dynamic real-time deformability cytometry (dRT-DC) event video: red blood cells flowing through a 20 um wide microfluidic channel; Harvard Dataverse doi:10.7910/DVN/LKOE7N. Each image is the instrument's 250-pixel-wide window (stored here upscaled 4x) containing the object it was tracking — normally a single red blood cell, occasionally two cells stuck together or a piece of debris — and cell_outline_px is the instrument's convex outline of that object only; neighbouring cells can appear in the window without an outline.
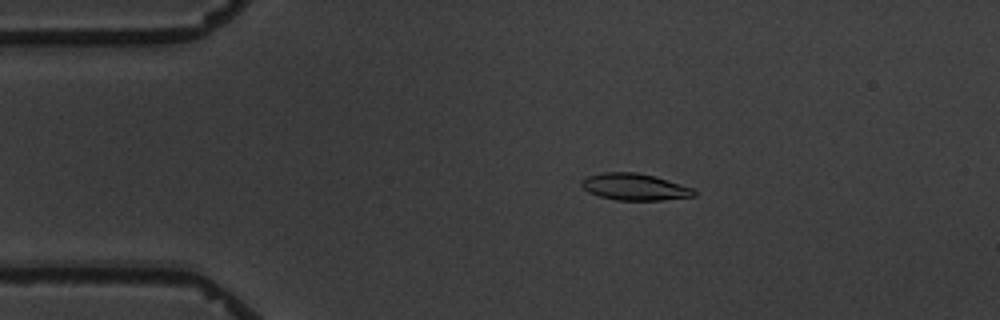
{"species": "common noctule bat (a hibernating species)", "species_latin": "Nyctalus noctula", "temperature_condition": "warm", "stored_images_in_passage": 15, "camera_frame_rate_fps": 3000, "um_per_image_px": 0.085, "animal": {"sex": "male", "body_mass_g": 19.5, "forearm_length_mm": 54.6}, "frame": {"image": 1, "passage_image": 3, "time_ms": 3.333, "image_size_px": [1000, 320], "cell_outline_px": [[696, 196], [660, 200], [616, 200], [600, 196], [588, 192], [580, 184], [580, 180], [588, 176], [604, 172], [636, 172], [652, 176], [692, 188], [696, 192]], "centroid_in_image_um": [53.9, 15.89], "position_along_channel_um": 31.1, "area_um2": 17.28}}
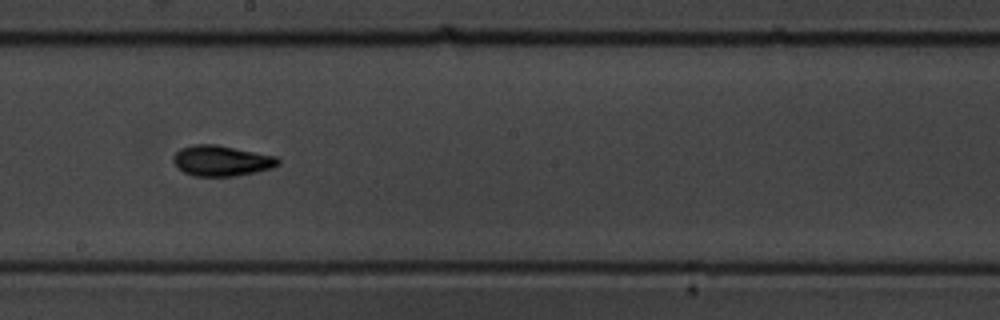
{"frame": {"image": 2, "passage_image": 9, "time_ms": 10.333, "image_size_px": [1000, 320], "cell_outline_px": [[280, 164], [272, 168], [256, 172], [232, 176], [192, 176], [184, 172], [172, 160], [172, 156], [180, 148], [192, 144], [216, 144], [276, 156], [280, 160]], "centroid_in_image_um": [18.82, 13.65], "position_along_channel_um": 229.4, "area_um2": 18.73}}
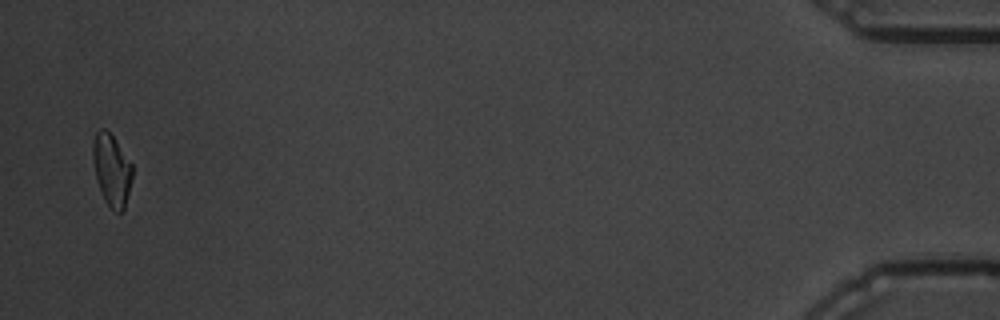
{"frame": {"image": 3, "passage_image": 15, "time_ms": 18.667, "image_size_px": [1000, 320], "cell_outline_px": [[132, 176], [124, 208], [120, 212], [116, 212], [104, 200], [96, 176], [92, 160], [92, 144], [96, 132], [100, 128], [104, 128], [112, 136], [132, 164]], "centroid_in_image_um": [9.47, 14.42], "position_along_channel_um": 425.7, "area_um2": 16.13}, "authors_computed_cell_mechanics": {"area_um2": 17.3978, "velocity_mm_per_s": 3.4351, "shape_relaxation_time_tau1_ms": 3.2809, "shape_relaxation_time_tau2_ms": null, "deformation_change_tau1": 0.106, "deformation_change_tau2": null}}